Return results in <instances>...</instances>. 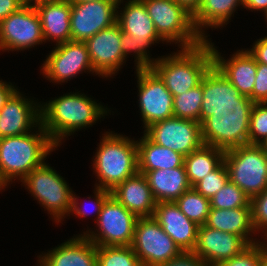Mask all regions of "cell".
I'll return each mask as SVG.
<instances>
[{
    "mask_svg": "<svg viewBox=\"0 0 267 266\" xmlns=\"http://www.w3.org/2000/svg\"><path fill=\"white\" fill-rule=\"evenodd\" d=\"M79 92H70L40 104L41 126L58 147L64 138L92 127L111 113L107 106Z\"/></svg>",
    "mask_w": 267,
    "mask_h": 266,
    "instance_id": "cell-1",
    "label": "cell"
},
{
    "mask_svg": "<svg viewBox=\"0 0 267 266\" xmlns=\"http://www.w3.org/2000/svg\"><path fill=\"white\" fill-rule=\"evenodd\" d=\"M57 148L41 124L30 133L1 137L0 180L6 187L16 179L22 181L32 170L43 165L47 155Z\"/></svg>",
    "mask_w": 267,
    "mask_h": 266,
    "instance_id": "cell-2",
    "label": "cell"
},
{
    "mask_svg": "<svg viewBox=\"0 0 267 266\" xmlns=\"http://www.w3.org/2000/svg\"><path fill=\"white\" fill-rule=\"evenodd\" d=\"M212 65L213 54L208 38L198 46L180 48L170 55L160 56L151 69L174 97L199 85Z\"/></svg>",
    "mask_w": 267,
    "mask_h": 266,
    "instance_id": "cell-3",
    "label": "cell"
},
{
    "mask_svg": "<svg viewBox=\"0 0 267 266\" xmlns=\"http://www.w3.org/2000/svg\"><path fill=\"white\" fill-rule=\"evenodd\" d=\"M102 135L92 160V169L98 179L95 187L112 191L139 172L137 140L113 131Z\"/></svg>",
    "mask_w": 267,
    "mask_h": 266,
    "instance_id": "cell-4",
    "label": "cell"
},
{
    "mask_svg": "<svg viewBox=\"0 0 267 266\" xmlns=\"http://www.w3.org/2000/svg\"><path fill=\"white\" fill-rule=\"evenodd\" d=\"M252 107H201L200 123L203 144L224 151L249 144Z\"/></svg>",
    "mask_w": 267,
    "mask_h": 266,
    "instance_id": "cell-5",
    "label": "cell"
},
{
    "mask_svg": "<svg viewBox=\"0 0 267 266\" xmlns=\"http://www.w3.org/2000/svg\"><path fill=\"white\" fill-rule=\"evenodd\" d=\"M20 182L57 225L70 216L73 190L65 178L46 162Z\"/></svg>",
    "mask_w": 267,
    "mask_h": 266,
    "instance_id": "cell-6",
    "label": "cell"
},
{
    "mask_svg": "<svg viewBox=\"0 0 267 266\" xmlns=\"http://www.w3.org/2000/svg\"><path fill=\"white\" fill-rule=\"evenodd\" d=\"M158 35L178 48H192L205 39L196 31L192 15L175 0H142Z\"/></svg>",
    "mask_w": 267,
    "mask_h": 266,
    "instance_id": "cell-7",
    "label": "cell"
},
{
    "mask_svg": "<svg viewBox=\"0 0 267 266\" xmlns=\"http://www.w3.org/2000/svg\"><path fill=\"white\" fill-rule=\"evenodd\" d=\"M229 181L250 199L267 188V153L257 144L231 148L224 153Z\"/></svg>",
    "mask_w": 267,
    "mask_h": 266,
    "instance_id": "cell-8",
    "label": "cell"
},
{
    "mask_svg": "<svg viewBox=\"0 0 267 266\" xmlns=\"http://www.w3.org/2000/svg\"><path fill=\"white\" fill-rule=\"evenodd\" d=\"M138 217L127 210L112 195L102 205L95 223L96 230L83 235L98 246H131Z\"/></svg>",
    "mask_w": 267,
    "mask_h": 266,
    "instance_id": "cell-9",
    "label": "cell"
},
{
    "mask_svg": "<svg viewBox=\"0 0 267 266\" xmlns=\"http://www.w3.org/2000/svg\"><path fill=\"white\" fill-rule=\"evenodd\" d=\"M143 266H159L183 251L151 217H138L131 244Z\"/></svg>",
    "mask_w": 267,
    "mask_h": 266,
    "instance_id": "cell-10",
    "label": "cell"
},
{
    "mask_svg": "<svg viewBox=\"0 0 267 266\" xmlns=\"http://www.w3.org/2000/svg\"><path fill=\"white\" fill-rule=\"evenodd\" d=\"M41 66L43 78L52 83H67L84 72L97 75L91 64L86 44L81 41H68L54 44Z\"/></svg>",
    "mask_w": 267,
    "mask_h": 266,
    "instance_id": "cell-11",
    "label": "cell"
},
{
    "mask_svg": "<svg viewBox=\"0 0 267 266\" xmlns=\"http://www.w3.org/2000/svg\"><path fill=\"white\" fill-rule=\"evenodd\" d=\"M45 43L38 13L26 3L0 22V52L24 51Z\"/></svg>",
    "mask_w": 267,
    "mask_h": 266,
    "instance_id": "cell-12",
    "label": "cell"
},
{
    "mask_svg": "<svg viewBox=\"0 0 267 266\" xmlns=\"http://www.w3.org/2000/svg\"><path fill=\"white\" fill-rule=\"evenodd\" d=\"M138 107L144 130L151 124L174 117L173 96L151 69H136Z\"/></svg>",
    "mask_w": 267,
    "mask_h": 266,
    "instance_id": "cell-13",
    "label": "cell"
},
{
    "mask_svg": "<svg viewBox=\"0 0 267 266\" xmlns=\"http://www.w3.org/2000/svg\"><path fill=\"white\" fill-rule=\"evenodd\" d=\"M155 144L188 156L203 145L201 123L177 117L151 124L143 132Z\"/></svg>",
    "mask_w": 267,
    "mask_h": 266,
    "instance_id": "cell-14",
    "label": "cell"
},
{
    "mask_svg": "<svg viewBox=\"0 0 267 266\" xmlns=\"http://www.w3.org/2000/svg\"><path fill=\"white\" fill-rule=\"evenodd\" d=\"M119 0L71 2V41L84 42L116 23Z\"/></svg>",
    "mask_w": 267,
    "mask_h": 266,
    "instance_id": "cell-15",
    "label": "cell"
},
{
    "mask_svg": "<svg viewBox=\"0 0 267 266\" xmlns=\"http://www.w3.org/2000/svg\"><path fill=\"white\" fill-rule=\"evenodd\" d=\"M122 30L117 22L86 39L87 50L95 73L101 78H112L125 65L121 49Z\"/></svg>",
    "mask_w": 267,
    "mask_h": 266,
    "instance_id": "cell-16",
    "label": "cell"
},
{
    "mask_svg": "<svg viewBox=\"0 0 267 266\" xmlns=\"http://www.w3.org/2000/svg\"><path fill=\"white\" fill-rule=\"evenodd\" d=\"M17 89L0 110V138L30 133L41 124L40 102Z\"/></svg>",
    "mask_w": 267,
    "mask_h": 266,
    "instance_id": "cell-17",
    "label": "cell"
},
{
    "mask_svg": "<svg viewBox=\"0 0 267 266\" xmlns=\"http://www.w3.org/2000/svg\"><path fill=\"white\" fill-rule=\"evenodd\" d=\"M248 246L249 244L236 234L202 225L198 228L197 243L193 253L208 266H218L240 254Z\"/></svg>",
    "mask_w": 267,
    "mask_h": 266,
    "instance_id": "cell-18",
    "label": "cell"
},
{
    "mask_svg": "<svg viewBox=\"0 0 267 266\" xmlns=\"http://www.w3.org/2000/svg\"><path fill=\"white\" fill-rule=\"evenodd\" d=\"M152 217L183 252H193L199 226L188 219L175 202L156 203Z\"/></svg>",
    "mask_w": 267,
    "mask_h": 266,
    "instance_id": "cell-19",
    "label": "cell"
},
{
    "mask_svg": "<svg viewBox=\"0 0 267 266\" xmlns=\"http://www.w3.org/2000/svg\"><path fill=\"white\" fill-rule=\"evenodd\" d=\"M213 64L223 73L243 96L252 100L257 63L247 49L238 50L230 58L224 59L214 43L210 41Z\"/></svg>",
    "mask_w": 267,
    "mask_h": 266,
    "instance_id": "cell-20",
    "label": "cell"
},
{
    "mask_svg": "<svg viewBox=\"0 0 267 266\" xmlns=\"http://www.w3.org/2000/svg\"><path fill=\"white\" fill-rule=\"evenodd\" d=\"M37 257V266H97V246L79 234Z\"/></svg>",
    "mask_w": 267,
    "mask_h": 266,
    "instance_id": "cell-21",
    "label": "cell"
},
{
    "mask_svg": "<svg viewBox=\"0 0 267 266\" xmlns=\"http://www.w3.org/2000/svg\"><path fill=\"white\" fill-rule=\"evenodd\" d=\"M38 13L43 38L56 44L71 41V2L69 0H39L32 3Z\"/></svg>",
    "mask_w": 267,
    "mask_h": 266,
    "instance_id": "cell-22",
    "label": "cell"
},
{
    "mask_svg": "<svg viewBox=\"0 0 267 266\" xmlns=\"http://www.w3.org/2000/svg\"><path fill=\"white\" fill-rule=\"evenodd\" d=\"M123 9L119 7L123 0L118 1L116 22L122 32L130 35L136 41H149L152 45L164 43L158 35L154 23L148 15L142 0H126ZM120 9V10H118Z\"/></svg>",
    "mask_w": 267,
    "mask_h": 266,
    "instance_id": "cell-23",
    "label": "cell"
},
{
    "mask_svg": "<svg viewBox=\"0 0 267 266\" xmlns=\"http://www.w3.org/2000/svg\"><path fill=\"white\" fill-rule=\"evenodd\" d=\"M111 195L137 217L153 216L156 201L144 174L138 172L117 185Z\"/></svg>",
    "mask_w": 267,
    "mask_h": 266,
    "instance_id": "cell-24",
    "label": "cell"
},
{
    "mask_svg": "<svg viewBox=\"0 0 267 266\" xmlns=\"http://www.w3.org/2000/svg\"><path fill=\"white\" fill-rule=\"evenodd\" d=\"M253 105L254 102L249 97L241 95L214 64L203 76L201 107Z\"/></svg>",
    "mask_w": 267,
    "mask_h": 266,
    "instance_id": "cell-25",
    "label": "cell"
},
{
    "mask_svg": "<svg viewBox=\"0 0 267 266\" xmlns=\"http://www.w3.org/2000/svg\"><path fill=\"white\" fill-rule=\"evenodd\" d=\"M139 172L145 175L157 203L175 202L191 188L184 165L172 169Z\"/></svg>",
    "mask_w": 267,
    "mask_h": 266,
    "instance_id": "cell-26",
    "label": "cell"
},
{
    "mask_svg": "<svg viewBox=\"0 0 267 266\" xmlns=\"http://www.w3.org/2000/svg\"><path fill=\"white\" fill-rule=\"evenodd\" d=\"M205 225L222 232L236 234L242 237L249 245L260 242V239L257 240L258 238H253L252 236V234H257L252 224L251 207L234 209L210 207Z\"/></svg>",
    "mask_w": 267,
    "mask_h": 266,
    "instance_id": "cell-27",
    "label": "cell"
},
{
    "mask_svg": "<svg viewBox=\"0 0 267 266\" xmlns=\"http://www.w3.org/2000/svg\"><path fill=\"white\" fill-rule=\"evenodd\" d=\"M240 5L242 0H202L199 9L192 16L196 31L207 40L206 28L218 29L227 25Z\"/></svg>",
    "mask_w": 267,
    "mask_h": 266,
    "instance_id": "cell-28",
    "label": "cell"
},
{
    "mask_svg": "<svg viewBox=\"0 0 267 266\" xmlns=\"http://www.w3.org/2000/svg\"><path fill=\"white\" fill-rule=\"evenodd\" d=\"M143 135L141 139L137 140L139 171L172 169L184 165L185 156L169 148L159 146L144 133Z\"/></svg>",
    "mask_w": 267,
    "mask_h": 266,
    "instance_id": "cell-29",
    "label": "cell"
},
{
    "mask_svg": "<svg viewBox=\"0 0 267 266\" xmlns=\"http://www.w3.org/2000/svg\"><path fill=\"white\" fill-rule=\"evenodd\" d=\"M224 153L222 149L203 144L199 149L185 156L184 166L191 187L223 162Z\"/></svg>",
    "mask_w": 267,
    "mask_h": 266,
    "instance_id": "cell-30",
    "label": "cell"
},
{
    "mask_svg": "<svg viewBox=\"0 0 267 266\" xmlns=\"http://www.w3.org/2000/svg\"><path fill=\"white\" fill-rule=\"evenodd\" d=\"M175 204L188 219L198 226L205 225L210 211V199L198 193L193 187L185 191Z\"/></svg>",
    "mask_w": 267,
    "mask_h": 266,
    "instance_id": "cell-31",
    "label": "cell"
},
{
    "mask_svg": "<svg viewBox=\"0 0 267 266\" xmlns=\"http://www.w3.org/2000/svg\"><path fill=\"white\" fill-rule=\"evenodd\" d=\"M203 78L196 87L173 97L174 117L200 122Z\"/></svg>",
    "mask_w": 267,
    "mask_h": 266,
    "instance_id": "cell-32",
    "label": "cell"
},
{
    "mask_svg": "<svg viewBox=\"0 0 267 266\" xmlns=\"http://www.w3.org/2000/svg\"><path fill=\"white\" fill-rule=\"evenodd\" d=\"M97 266H143L131 246H98Z\"/></svg>",
    "mask_w": 267,
    "mask_h": 266,
    "instance_id": "cell-33",
    "label": "cell"
},
{
    "mask_svg": "<svg viewBox=\"0 0 267 266\" xmlns=\"http://www.w3.org/2000/svg\"><path fill=\"white\" fill-rule=\"evenodd\" d=\"M250 197L236 184L228 181L217 193L210 198V207L217 209H234L251 207Z\"/></svg>",
    "mask_w": 267,
    "mask_h": 266,
    "instance_id": "cell-34",
    "label": "cell"
},
{
    "mask_svg": "<svg viewBox=\"0 0 267 266\" xmlns=\"http://www.w3.org/2000/svg\"><path fill=\"white\" fill-rule=\"evenodd\" d=\"M152 44L149 41H136L130 35L122 32L121 49L127 59L130 53L134 56L135 69L151 68L158 58H151L148 50Z\"/></svg>",
    "mask_w": 267,
    "mask_h": 266,
    "instance_id": "cell-35",
    "label": "cell"
},
{
    "mask_svg": "<svg viewBox=\"0 0 267 266\" xmlns=\"http://www.w3.org/2000/svg\"><path fill=\"white\" fill-rule=\"evenodd\" d=\"M266 242V243H265ZM267 261V241L250 244L240 254L218 266H263Z\"/></svg>",
    "mask_w": 267,
    "mask_h": 266,
    "instance_id": "cell-36",
    "label": "cell"
},
{
    "mask_svg": "<svg viewBox=\"0 0 267 266\" xmlns=\"http://www.w3.org/2000/svg\"><path fill=\"white\" fill-rule=\"evenodd\" d=\"M229 181L224 161L212 172L208 173L193 188L204 197L210 199Z\"/></svg>",
    "mask_w": 267,
    "mask_h": 266,
    "instance_id": "cell-37",
    "label": "cell"
},
{
    "mask_svg": "<svg viewBox=\"0 0 267 266\" xmlns=\"http://www.w3.org/2000/svg\"><path fill=\"white\" fill-rule=\"evenodd\" d=\"M267 137V102L254 103L249 122V144L259 145Z\"/></svg>",
    "mask_w": 267,
    "mask_h": 266,
    "instance_id": "cell-38",
    "label": "cell"
},
{
    "mask_svg": "<svg viewBox=\"0 0 267 266\" xmlns=\"http://www.w3.org/2000/svg\"><path fill=\"white\" fill-rule=\"evenodd\" d=\"M250 204L254 230L257 234L262 233L261 239L267 241V188L252 197Z\"/></svg>",
    "mask_w": 267,
    "mask_h": 266,
    "instance_id": "cell-39",
    "label": "cell"
},
{
    "mask_svg": "<svg viewBox=\"0 0 267 266\" xmlns=\"http://www.w3.org/2000/svg\"><path fill=\"white\" fill-rule=\"evenodd\" d=\"M95 190H93L94 192V202L92 200V203L93 204V211L89 212L88 210L86 211L83 207H80V205H83V203H79V196H77L74 191L72 193V202H71V210H70V214L73 215L75 214L77 217L79 218H85L87 217L88 215L92 214L93 212L96 213V220L94 219V221L96 222L97 221V218L99 217V214L101 212V209H102V205L103 203L105 202V200L111 195V191L109 190H105V189H102V188H98V187H95L94 188ZM92 207V208H93ZM89 213V214H88Z\"/></svg>",
    "mask_w": 267,
    "mask_h": 266,
    "instance_id": "cell-40",
    "label": "cell"
},
{
    "mask_svg": "<svg viewBox=\"0 0 267 266\" xmlns=\"http://www.w3.org/2000/svg\"><path fill=\"white\" fill-rule=\"evenodd\" d=\"M252 101L254 103L267 102V65L257 63L255 84L252 91Z\"/></svg>",
    "mask_w": 267,
    "mask_h": 266,
    "instance_id": "cell-41",
    "label": "cell"
},
{
    "mask_svg": "<svg viewBox=\"0 0 267 266\" xmlns=\"http://www.w3.org/2000/svg\"><path fill=\"white\" fill-rule=\"evenodd\" d=\"M159 266H208L202 259H200L193 252H182L174 259Z\"/></svg>",
    "mask_w": 267,
    "mask_h": 266,
    "instance_id": "cell-42",
    "label": "cell"
},
{
    "mask_svg": "<svg viewBox=\"0 0 267 266\" xmlns=\"http://www.w3.org/2000/svg\"><path fill=\"white\" fill-rule=\"evenodd\" d=\"M247 50L254 57L256 63L267 65V36L257 39L252 48Z\"/></svg>",
    "mask_w": 267,
    "mask_h": 266,
    "instance_id": "cell-43",
    "label": "cell"
},
{
    "mask_svg": "<svg viewBox=\"0 0 267 266\" xmlns=\"http://www.w3.org/2000/svg\"><path fill=\"white\" fill-rule=\"evenodd\" d=\"M25 4L24 0H0V22Z\"/></svg>",
    "mask_w": 267,
    "mask_h": 266,
    "instance_id": "cell-44",
    "label": "cell"
},
{
    "mask_svg": "<svg viewBox=\"0 0 267 266\" xmlns=\"http://www.w3.org/2000/svg\"><path fill=\"white\" fill-rule=\"evenodd\" d=\"M17 89L11 82L0 80V110Z\"/></svg>",
    "mask_w": 267,
    "mask_h": 266,
    "instance_id": "cell-45",
    "label": "cell"
},
{
    "mask_svg": "<svg viewBox=\"0 0 267 266\" xmlns=\"http://www.w3.org/2000/svg\"><path fill=\"white\" fill-rule=\"evenodd\" d=\"M242 7L252 12L260 11L264 14L267 11V0H242Z\"/></svg>",
    "mask_w": 267,
    "mask_h": 266,
    "instance_id": "cell-46",
    "label": "cell"
},
{
    "mask_svg": "<svg viewBox=\"0 0 267 266\" xmlns=\"http://www.w3.org/2000/svg\"><path fill=\"white\" fill-rule=\"evenodd\" d=\"M175 1L192 16L197 12L202 2V0H175Z\"/></svg>",
    "mask_w": 267,
    "mask_h": 266,
    "instance_id": "cell-47",
    "label": "cell"
},
{
    "mask_svg": "<svg viewBox=\"0 0 267 266\" xmlns=\"http://www.w3.org/2000/svg\"><path fill=\"white\" fill-rule=\"evenodd\" d=\"M259 146L263 149L264 152L267 153V137L261 141Z\"/></svg>",
    "mask_w": 267,
    "mask_h": 266,
    "instance_id": "cell-48",
    "label": "cell"
},
{
    "mask_svg": "<svg viewBox=\"0 0 267 266\" xmlns=\"http://www.w3.org/2000/svg\"><path fill=\"white\" fill-rule=\"evenodd\" d=\"M70 2H88V1H99V0H69Z\"/></svg>",
    "mask_w": 267,
    "mask_h": 266,
    "instance_id": "cell-49",
    "label": "cell"
},
{
    "mask_svg": "<svg viewBox=\"0 0 267 266\" xmlns=\"http://www.w3.org/2000/svg\"><path fill=\"white\" fill-rule=\"evenodd\" d=\"M5 188H6V185L0 180V192L2 190H5Z\"/></svg>",
    "mask_w": 267,
    "mask_h": 266,
    "instance_id": "cell-50",
    "label": "cell"
},
{
    "mask_svg": "<svg viewBox=\"0 0 267 266\" xmlns=\"http://www.w3.org/2000/svg\"><path fill=\"white\" fill-rule=\"evenodd\" d=\"M36 1H39V0H24L25 3H29V4H32Z\"/></svg>",
    "mask_w": 267,
    "mask_h": 266,
    "instance_id": "cell-51",
    "label": "cell"
},
{
    "mask_svg": "<svg viewBox=\"0 0 267 266\" xmlns=\"http://www.w3.org/2000/svg\"><path fill=\"white\" fill-rule=\"evenodd\" d=\"M263 16L265 17V20L267 22V11L263 14Z\"/></svg>",
    "mask_w": 267,
    "mask_h": 266,
    "instance_id": "cell-52",
    "label": "cell"
}]
</instances>
